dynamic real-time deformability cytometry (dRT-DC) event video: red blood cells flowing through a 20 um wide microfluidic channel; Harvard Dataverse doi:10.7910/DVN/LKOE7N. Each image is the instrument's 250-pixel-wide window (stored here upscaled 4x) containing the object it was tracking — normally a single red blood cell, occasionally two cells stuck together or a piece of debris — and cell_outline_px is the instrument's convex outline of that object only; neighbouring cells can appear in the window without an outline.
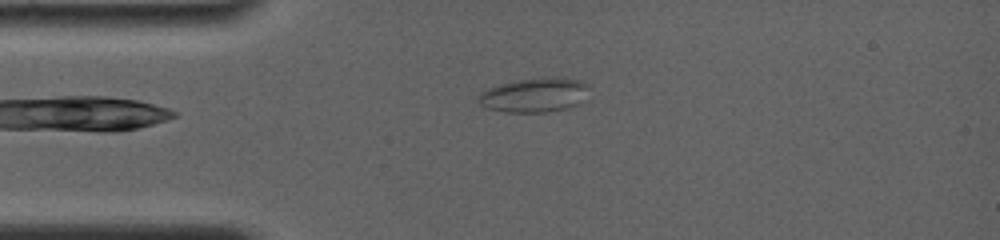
{"species": "common noctule bat (a hibernating species)", "species_latin": "Nyctalus noctula", "temperature_condition": "room temperature", "stored_images_in_passage": 17, "camera_frame_rate_fps": 4000, "um_per_image_px": 0.085, "animal": {"sex": "female", "body_mass_g": 19.0, "forearm_length_mm": 56.7}, "frame": {"image": 1, "passage_image": 5, "time_ms": 0.75, "image_size_px": [1000, 240], "cell_outline_px": [[588, 84], [580, 104], [564, 108], [544, 112], [504, 112], [488, 108], [480, 104], [476, 100], [488, 88], [500, 84], [520, 80], [544, 76], [552, 76], [576, 80]], "centroid_in_image_um": [45.4, 8.07], "position_along_channel_um": 39.6, "area_um2": 21.73}}